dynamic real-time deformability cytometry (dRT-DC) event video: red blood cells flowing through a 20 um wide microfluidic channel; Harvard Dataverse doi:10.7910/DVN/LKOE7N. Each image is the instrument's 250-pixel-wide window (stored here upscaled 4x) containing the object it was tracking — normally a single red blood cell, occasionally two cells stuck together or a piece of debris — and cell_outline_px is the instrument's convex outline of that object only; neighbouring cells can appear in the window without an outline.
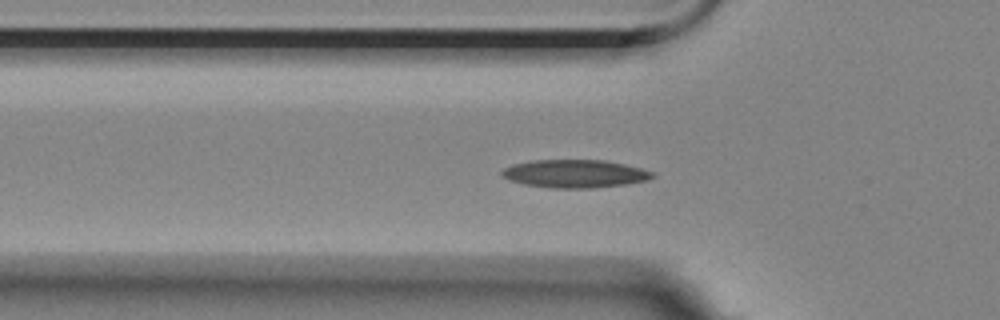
{"species": "Egyptian fruit bat (a non-hibernating species)", "species_latin": "Rousettus aegyptiacus", "temperature_condition": "room temperature", "stored_images_in_passage": 47, "camera_frame_rate_fps": 3000, "um_per_image_px": 0.085, "animal": {"sex": "female"}, "frame": {"image": 1, "passage_image": 17, "time_ms": 5.333, "image_size_px": [1000, 320], "cell_outline_px": [[656, 176], [648, 180], [624, 184], [592, 188], [552, 188], [524, 184], [508, 180], [500, 172], [504, 168], [512, 164], [532, 160], [604, 160], [624, 164], [656, 172]], "centroid_in_image_um": [48.87, 14.76], "position_along_channel_um": 76.9, "area_um2": 24.62}}
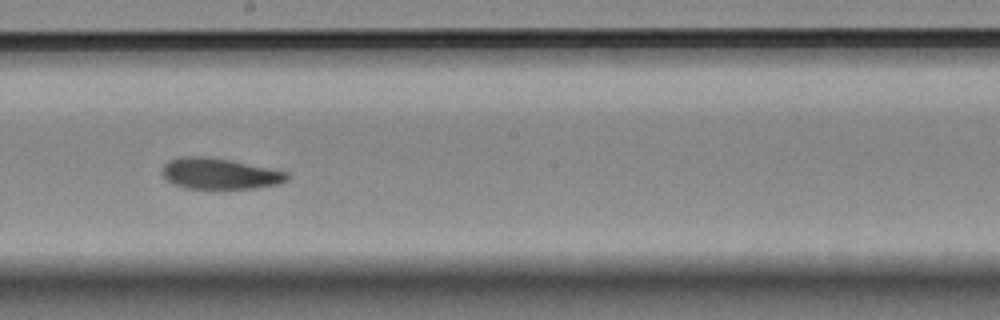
{"frame": {"image": 2, "passage_image": 30, "time_ms": 9.667, "image_size_px": [1000, 320], "cell_outline_px": [[288, 180], [280, 184], [256, 188], [184, 188], [172, 184], [160, 172], [164, 164], [168, 160], [180, 156], [208, 156], [232, 160], [288, 172]], "centroid_in_image_um": [18.65, 14.75], "position_along_channel_um": 229.6, "area_um2": 22.77}}
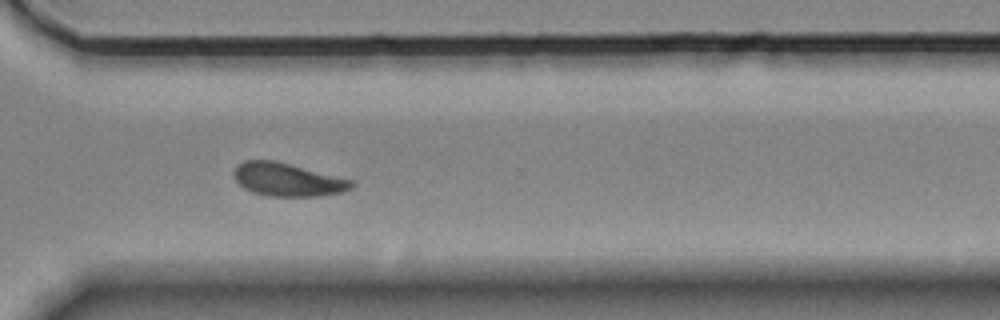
{"frame": {"image": 3, "passage_image": 40, "time_ms": 13.0, "image_size_px": [1000, 320], "cell_outline_px": [[356, 184], [352, 188], [344, 192], [320, 196], [268, 196], [252, 192], [244, 188], [236, 180], [232, 172], [244, 160], [276, 160], [352, 180]], "centroid_in_image_um": [24.46, 15.27], "position_along_channel_um": 346.1, "area_um2": 22.77}, "authors_computed_cell_mechanics": {"area_um2": 23.0044, "velocity_mm_per_s": 3.5044, "shape_relaxation_time_tau1_ms": 4.9353, "shape_relaxation_time_tau2_ms": 3.1372, "deformation_change_tau1": 0.1361, "deformation_change_tau2": 0.0792}}